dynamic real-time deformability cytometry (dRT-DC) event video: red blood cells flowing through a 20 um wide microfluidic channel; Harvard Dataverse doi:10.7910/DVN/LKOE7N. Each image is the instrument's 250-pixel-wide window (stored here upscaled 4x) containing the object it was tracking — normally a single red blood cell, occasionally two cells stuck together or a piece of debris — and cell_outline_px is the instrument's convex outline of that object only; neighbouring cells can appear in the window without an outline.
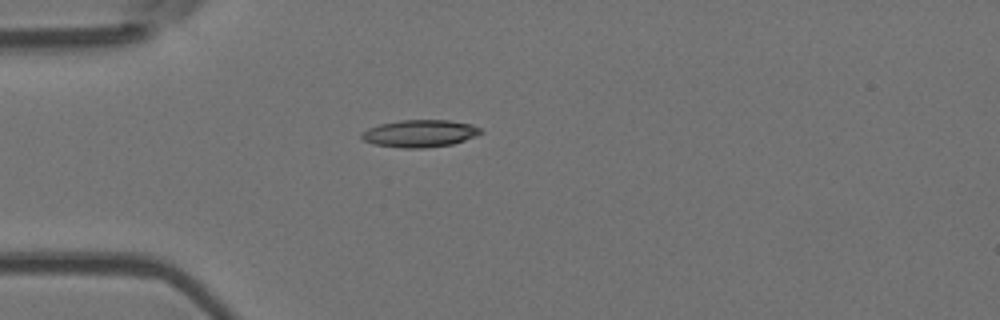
{"species": "Egyptian fruit bat (a non-hibernating species)", "species_latin": "Rousettus aegyptiacus", "temperature_condition": "room temperature", "stored_images_in_passage": 40, "camera_frame_rate_fps": 3000, "um_per_image_px": 0.085, "animal": {"sex": "female"}, "frame": {"image": 1, "passage_image": 1, "time_ms": 0.0, "image_size_px": [1000, 320], "cell_outline_px": [[484, 132], [476, 136], [452, 144], [424, 148], [400, 148], [372, 144], [364, 140], [360, 136], [360, 132], [368, 128], [380, 124], [400, 120], [448, 120], [472, 124], [480, 128]], "centroid_in_image_um": [35.67, 11.34], "position_along_channel_um": 49.3, "area_um2": 19.07}}
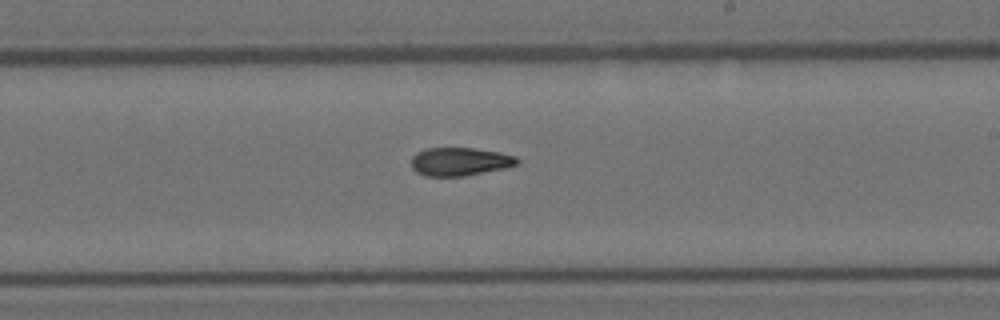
{"frame": {"image": 2, "passage_image": 18, "time_ms": 5.667, "image_size_px": [1000, 320], "cell_outline_px": [[520, 164], [504, 168], [464, 176], [424, 176], [416, 172], [412, 168], [412, 156], [416, 152], [424, 148], [472, 148], [500, 152], [516, 156], [520, 160]], "centroid_in_image_um": [39.09, 13.73], "position_along_channel_um": 249.9, "area_um2": 17.57}}
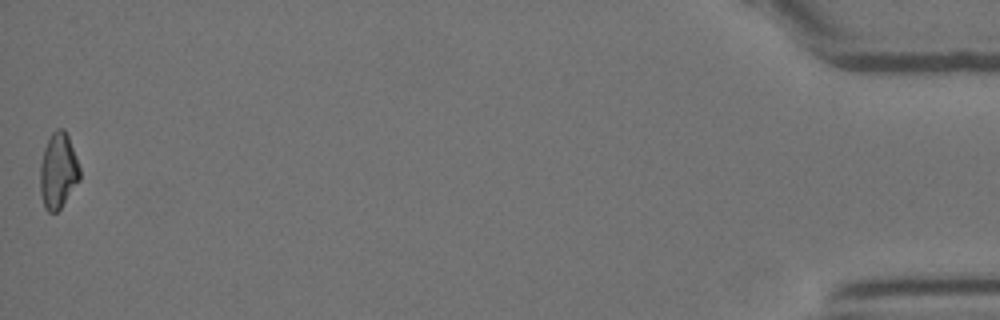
{"frame": {"image": 3, "passage_image": 40, "time_ms": 13.0, "image_size_px": [1000, 320], "cell_outline_px": [[80, 180], [60, 208], [56, 212], [48, 212], [44, 208], [40, 192], [40, 164], [44, 148], [52, 132], [56, 128], [64, 128], [68, 136], [80, 168]], "centroid_in_image_um": [4.93, 14.52], "position_along_channel_um": 430.3, "area_um2": 17.46}, "authors_computed_cell_mechanics": {"area_um2": 17.8602, "velocity_mm_per_s": 3.762, "shape_relaxation_time_tau1_ms": null, "shape_relaxation_time_tau2_ms": 8.8148, "deformation_change_tau1": null, "deformation_change_tau2": 0.1874}}